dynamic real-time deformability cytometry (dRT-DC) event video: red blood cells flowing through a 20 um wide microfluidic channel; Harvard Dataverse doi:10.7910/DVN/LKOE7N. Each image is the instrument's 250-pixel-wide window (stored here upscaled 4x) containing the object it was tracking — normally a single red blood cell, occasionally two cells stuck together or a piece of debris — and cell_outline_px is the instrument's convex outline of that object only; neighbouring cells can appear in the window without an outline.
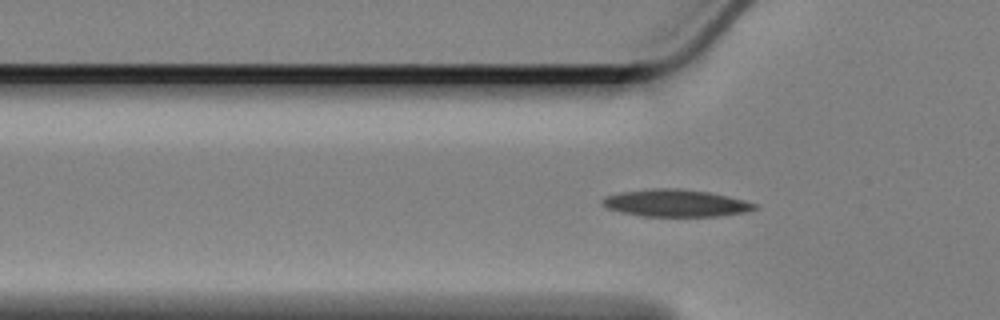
{"species": "Egyptian fruit bat (a non-hibernating species)", "species_latin": "Rousettus aegyptiacus", "temperature_condition": "cold", "stored_images_in_passage": 36, "camera_frame_rate_fps": 3000, "um_per_image_px": 0.085, "animal": {"sex": "female"}, "frame": {"image": 1, "passage_image": 12, "time_ms": 3.667, "image_size_px": [1000, 320], "cell_outline_px": [[760, 208], [744, 212], [720, 216], [640, 216], [620, 212], [608, 208], [600, 204], [600, 200], [604, 196], [624, 192], [656, 188], [676, 188], [708, 192], [728, 196], [756, 204]], "centroid_in_image_um": [57.41, 17.27], "position_along_channel_um": 68.4, "area_um2": 24.04}}
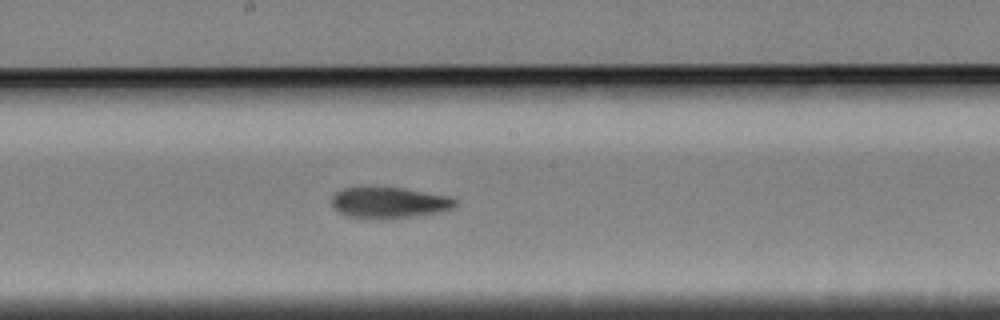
{"frame": {"image": 2, "passage_image": 25, "time_ms": 8.0, "image_size_px": [1000, 320], "cell_outline_px": [[456, 204], [452, 208], [440, 212], [416, 216], [388, 220], [368, 220], [348, 216], [332, 208], [332, 196], [336, 192], [344, 188], [400, 188], [448, 196], [456, 200]], "centroid_in_image_um": [33.04, 17.27], "position_along_channel_um": 215.2, "area_um2": 22.48}}
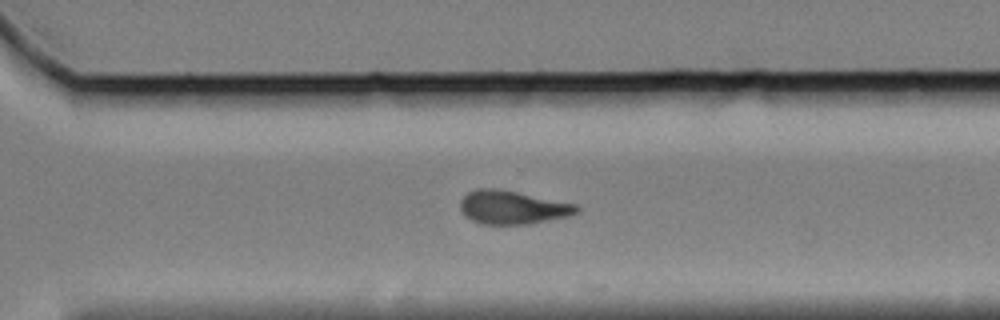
{"frame": {"image": 3, "passage_image": 35, "time_ms": 11.333, "image_size_px": [1000, 320], "cell_outline_px": [[580, 208], [576, 212], [568, 216], [528, 224], [484, 224], [472, 220], [464, 216], [460, 208], [460, 200], [468, 192], [476, 188], [496, 188], [576, 204]], "centroid_in_image_um": [43.51, 17.62], "position_along_channel_um": 327.1, "area_um2": 22.48}}